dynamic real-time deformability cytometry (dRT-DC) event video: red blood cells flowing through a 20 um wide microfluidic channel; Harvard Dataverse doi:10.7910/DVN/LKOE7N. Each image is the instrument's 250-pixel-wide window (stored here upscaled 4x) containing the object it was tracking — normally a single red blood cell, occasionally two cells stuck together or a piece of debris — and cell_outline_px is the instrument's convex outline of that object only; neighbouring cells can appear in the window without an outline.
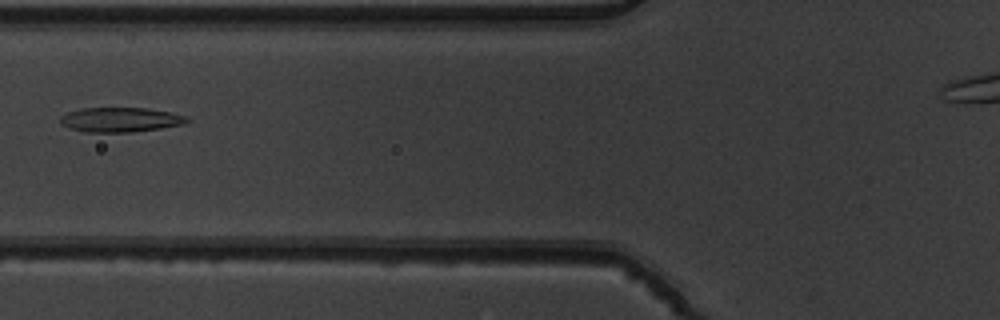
{"species": "common noctule bat (a hibernating species)", "species_latin": "Nyctalus noctula", "temperature_condition": "warm", "stored_images_in_passage": 6, "camera_frame_rate_fps": 3000, "um_per_image_px": 0.085, "animal": {"sex": "male", "body_mass_g": 19.5, "forearm_length_mm": 54.6}, "frame": {"image": 1, "passage_image": 5, "time_ms": 1.333, "image_size_px": [1000, 320], "cell_outline_px": [[192, 120], [184, 124], [160, 128], [132, 132], [84, 132], [68, 128], [60, 124], [60, 116], [68, 112], [80, 108], [144, 108], [172, 112], [188, 116]], "centroid_in_image_um": [10.24, 10.17], "position_along_channel_um": 115.6, "area_um2": 18.38}}
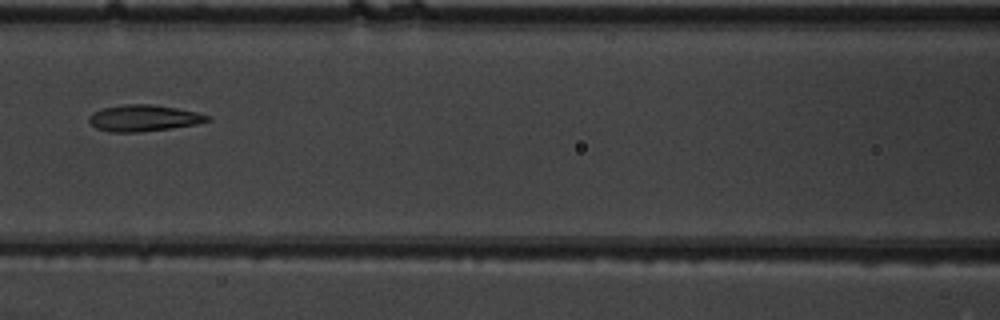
{"frame": {"image": 2, "passage_image": 6, "time_ms": 1.667, "image_size_px": [1000, 320], "cell_outline_px": [[212, 120], [196, 124], [140, 132], [108, 132], [96, 128], [88, 120], [88, 116], [92, 112], [104, 108], [124, 104], [148, 104], [176, 108], [196, 112], [212, 116]], "centroid_in_image_um": [12.2, 10.04], "position_along_channel_um": 154.4, "area_um2": 18.15}}